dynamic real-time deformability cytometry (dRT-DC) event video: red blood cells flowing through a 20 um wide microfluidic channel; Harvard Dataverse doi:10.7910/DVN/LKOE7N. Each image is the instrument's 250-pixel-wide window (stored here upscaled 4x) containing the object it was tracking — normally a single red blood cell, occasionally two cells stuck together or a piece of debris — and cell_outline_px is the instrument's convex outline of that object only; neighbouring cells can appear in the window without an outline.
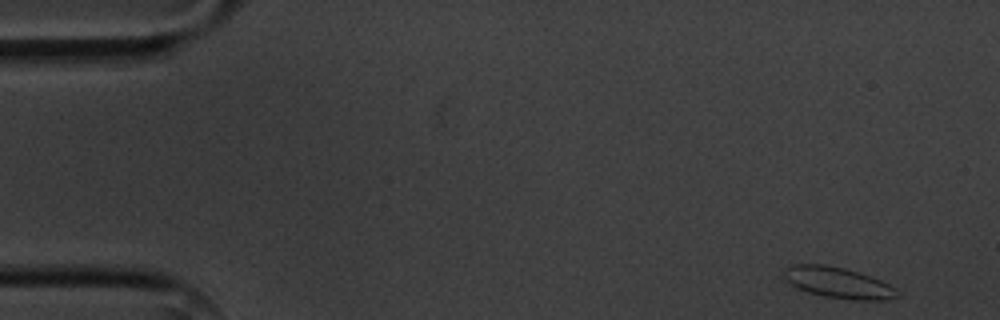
{"species": "common noctule bat (a hibernating species)", "species_latin": "Nyctalus noctula", "temperature_condition": "cold", "stored_images_in_passage": 4, "camera_frame_rate_fps": 3000, "um_per_image_px": 0.085, "animal": {"sex": "male", "body_mass_g": 20.1, "forearm_length_mm": 53.5}, "frame": {"image": 1, "passage_image": 1, "time_ms": 0.0, "image_size_px": [1000, 320], "cell_outline_px": [[900, 296], [888, 300], [852, 300], [824, 296], [808, 292], [796, 288], [784, 276], [784, 268], [792, 264], [824, 264], [844, 268], [872, 276], [896, 288], [900, 292]], "centroid_in_image_um": [71.28, 24.03], "position_along_channel_um": 13.7, "area_um2": 20.58}}
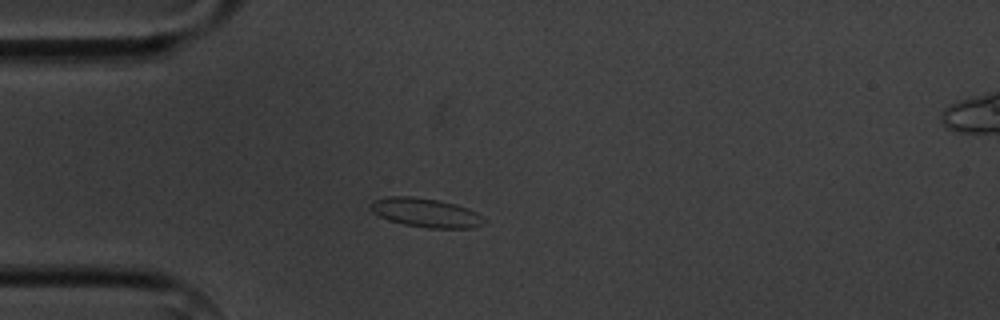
{"frame": {"image": 2, "passage_image": 4, "time_ms": 3.667, "image_size_px": [1000, 320], "cell_outline_px": [[488, 220], [484, 224], [472, 228], [428, 228], [404, 224], [388, 220], [372, 212], [368, 208], [368, 204], [372, 200], [388, 196], [412, 196], [440, 200], [456, 204], [468, 208], [476, 212]], "centroid_in_image_um": [36.18, 18.07], "position_along_channel_um": 48.8, "area_um2": 19.54}}